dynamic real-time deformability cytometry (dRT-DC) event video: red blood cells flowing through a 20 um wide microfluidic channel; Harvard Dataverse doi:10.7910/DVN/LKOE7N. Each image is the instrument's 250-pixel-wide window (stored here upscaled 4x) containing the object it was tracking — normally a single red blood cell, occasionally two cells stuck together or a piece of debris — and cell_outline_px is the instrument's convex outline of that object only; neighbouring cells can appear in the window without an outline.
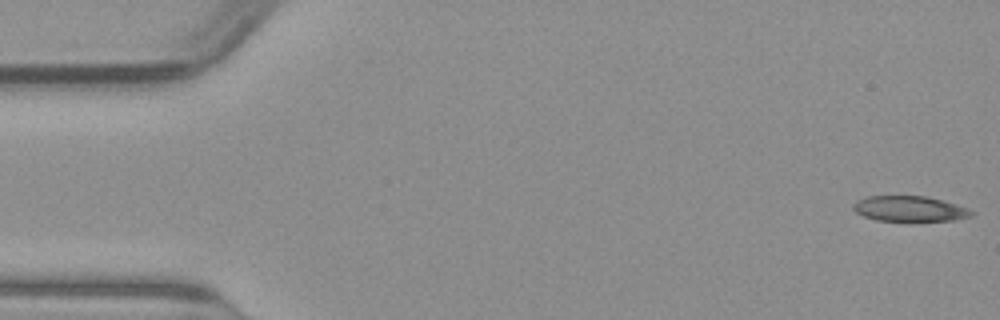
{"species": "common noctule bat (a hibernating species)", "species_latin": "Nyctalus noctula", "temperature_condition": "warm", "stored_images_in_passage": 50, "camera_frame_rate_fps": 3000, "um_per_image_px": 0.085, "animal": {"sex": "male", "body_mass_g": 23.1, "forearm_length_mm": 52.7}, "frame": {"image": 1, "passage_image": 1, "time_ms": 0.0, "image_size_px": [1000, 320], "cell_outline_px": [[976, 212], [972, 216], [956, 220], [876, 220], [864, 216], [856, 212], [852, 208], [852, 204], [856, 200], [868, 196], [924, 196], [944, 200], [968, 208]], "centroid_in_image_um": [77.33, 17.73], "position_along_channel_um": 7.7, "area_um2": 17.46}}
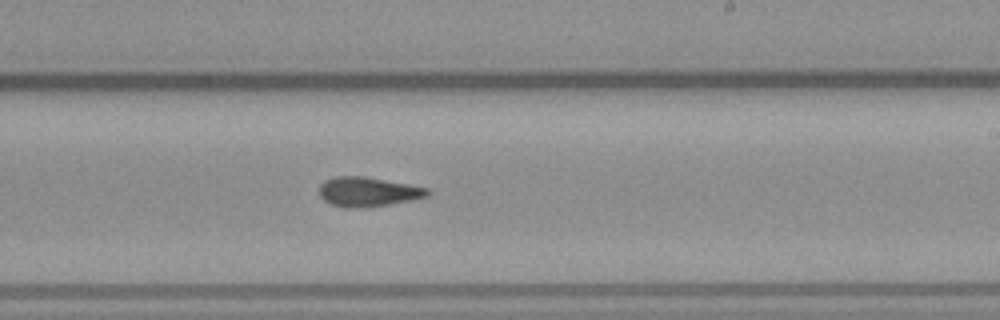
{"frame": {"image": 2, "passage_image": 29, "time_ms": 9.333, "image_size_px": [1000, 320], "cell_outline_px": [[432, 192], [428, 196], [388, 204], [364, 208], [344, 208], [332, 204], [324, 200], [320, 196], [320, 184], [324, 180], [336, 176], [364, 176], [408, 184], [428, 188]], "centroid_in_image_um": [31.26, 16.3], "position_along_channel_um": 257.7, "area_um2": 18.55}}
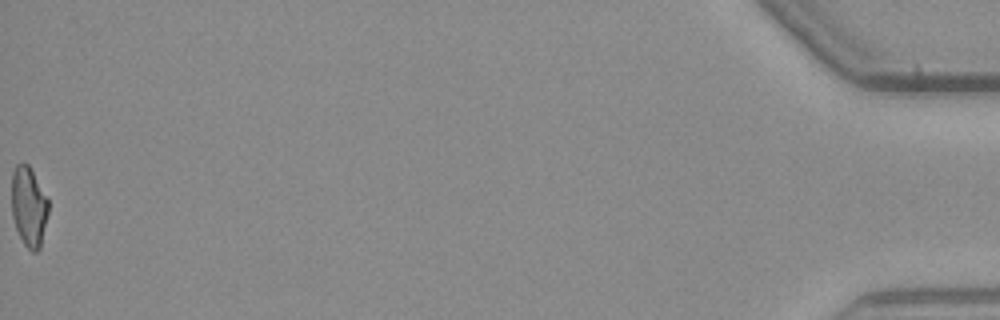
{"frame": {"image": 3, "passage_image": 50, "time_ms": 16.333, "image_size_px": [1000, 320], "cell_outline_px": [[48, 212], [40, 248], [36, 252], [32, 252], [24, 244], [16, 228], [12, 216], [12, 172], [16, 164], [24, 160], [28, 164], [48, 200]], "centroid_in_image_um": [2.43, 17.54], "position_along_channel_um": 432.8, "area_um2": 16.99}}